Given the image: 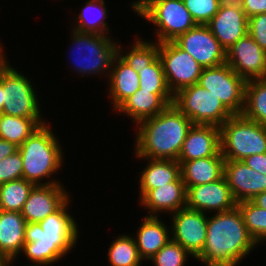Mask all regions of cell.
I'll list each match as a JSON object with an SVG mask.
<instances>
[{"mask_svg": "<svg viewBox=\"0 0 266 266\" xmlns=\"http://www.w3.org/2000/svg\"><path fill=\"white\" fill-rule=\"evenodd\" d=\"M242 115L266 127V78L246 82Z\"/></svg>", "mask_w": 266, "mask_h": 266, "instance_id": "obj_29", "label": "cell"}, {"mask_svg": "<svg viewBox=\"0 0 266 266\" xmlns=\"http://www.w3.org/2000/svg\"><path fill=\"white\" fill-rule=\"evenodd\" d=\"M219 8H243V0H218Z\"/></svg>", "mask_w": 266, "mask_h": 266, "instance_id": "obj_44", "label": "cell"}, {"mask_svg": "<svg viewBox=\"0 0 266 266\" xmlns=\"http://www.w3.org/2000/svg\"><path fill=\"white\" fill-rule=\"evenodd\" d=\"M237 206L224 175L213 182L191 186L186 193V207L209 214L231 210Z\"/></svg>", "mask_w": 266, "mask_h": 266, "instance_id": "obj_15", "label": "cell"}, {"mask_svg": "<svg viewBox=\"0 0 266 266\" xmlns=\"http://www.w3.org/2000/svg\"><path fill=\"white\" fill-rule=\"evenodd\" d=\"M193 124L221 127L233 114L218 97L199 84L180 89L173 95L172 103Z\"/></svg>", "mask_w": 266, "mask_h": 266, "instance_id": "obj_7", "label": "cell"}, {"mask_svg": "<svg viewBox=\"0 0 266 266\" xmlns=\"http://www.w3.org/2000/svg\"><path fill=\"white\" fill-rule=\"evenodd\" d=\"M246 82L227 63H224L203 68L197 84L218 97L233 115H241L245 104Z\"/></svg>", "mask_w": 266, "mask_h": 266, "instance_id": "obj_8", "label": "cell"}, {"mask_svg": "<svg viewBox=\"0 0 266 266\" xmlns=\"http://www.w3.org/2000/svg\"><path fill=\"white\" fill-rule=\"evenodd\" d=\"M13 263H14L13 260H8V261H5L4 266H13ZM29 266H31V265H29Z\"/></svg>", "mask_w": 266, "mask_h": 266, "instance_id": "obj_47", "label": "cell"}, {"mask_svg": "<svg viewBox=\"0 0 266 266\" xmlns=\"http://www.w3.org/2000/svg\"><path fill=\"white\" fill-rule=\"evenodd\" d=\"M188 52L203 67H215L226 63V50L220 45L207 25L197 24L173 41Z\"/></svg>", "mask_w": 266, "mask_h": 266, "instance_id": "obj_13", "label": "cell"}, {"mask_svg": "<svg viewBox=\"0 0 266 266\" xmlns=\"http://www.w3.org/2000/svg\"><path fill=\"white\" fill-rule=\"evenodd\" d=\"M123 234L111 241L108 247V266H141L143 260L138 254L134 236Z\"/></svg>", "mask_w": 266, "mask_h": 266, "instance_id": "obj_31", "label": "cell"}, {"mask_svg": "<svg viewBox=\"0 0 266 266\" xmlns=\"http://www.w3.org/2000/svg\"><path fill=\"white\" fill-rule=\"evenodd\" d=\"M159 58L167 86L173 95L180 89L198 83L203 67L173 41L159 43Z\"/></svg>", "mask_w": 266, "mask_h": 266, "instance_id": "obj_11", "label": "cell"}, {"mask_svg": "<svg viewBox=\"0 0 266 266\" xmlns=\"http://www.w3.org/2000/svg\"><path fill=\"white\" fill-rule=\"evenodd\" d=\"M2 45V42H0V83L3 80V77L5 76V74L11 69V64L9 61L8 62V58L5 55V47Z\"/></svg>", "mask_w": 266, "mask_h": 266, "instance_id": "obj_43", "label": "cell"}, {"mask_svg": "<svg viewBox=\"0 0 266 266\" xmlns=\"http://www.w3.org/2000/svg\"><path fill=\"white\" fill-rule=\"evenodd\" d=\"M162 0H136L130 7L139 17H141L151 6Z\"/></svg>", "mask_w": 266, "mask_h": 266, "instance_id": "obj_41", "label": "cell"}, {"mask_svg": "<svg viewBox=\"0 0 266 266\" xmlns=\"http://www.w3.org/2000/svg\"><path fill=\"white\" fill-rule=\"evenodd\" d=\"M146 160L148 164L139 172V201L151 190L160 186L177 181L181 177L180 163L172 159H151Z\"/></svg>", "mask_w": 266, "mask_h": 266, "instance_id": "obj_24", "label": "cell"}, {"mask_svg": "<svg viewBox=\"0 0 266 266\" xmlns=\"http://www.w3.org/2000/svg\"><path fill=\"white\" fill-rule=\"evenodd\" d=\"M134 237L138 254L144 261L151 259L170 239L171 227L159 216H145Z\"/></svg>", "mask_w": 266, "mask_h": 266, "instance_id": "obj_25", "label": "cell"}, {"mask_svg": "<svg viewBox=\"0 0 266 266\" xmlns=\"http://www.w3.org/2000/svg\"><path fill=\"white\" fill-rule=\"evenodd\" d=\"M139 88L151 93H172L166 82L163 65L158 57L150 65L139 69Z\"/></svg>", "mask_w": 266, "mask_h": 266, "instance_id": "obj_34", "label": "cell"}, {"mask_svg": "<svg viewBox=\"0 0 266 266\" xmlns=\"http://www.w3.org/2000/svg\"><path fill=\"white\" fill-rule=\"evenodd\" d=\"M211 156H222L220 128L214 125L193 124L183 142L178 161H190Z\"/></svg>", "mask_w": 266, "mask_h": 266, "instance_id": "obj_18", "label": "cell"}, {"mask_svg": "<svg viewBox=\"0 0 266 266\" xmlns=\"http://www.w3.org/2000/svg\"><path fill=\"white\" fill-rule=\"evenodd\" d=\"M141 18L155 27V41H174L197 24L182 0H162L151 6Z\"/></svg>", "mask_w": 266, "mask_h": 266, "instance_id": "obj_9", "label": "cell"}, {"mask_svg": "<svg viewBox=\"0 0 266 266\" xmlns=\"http://www.w3.org/2000/svg\"><path fill=\"white\" fill-rule=\"evenodd\" d=\"M196 24L206 25L218 12V0H182Z\"/></svg>", "mask_w": 266, "mask_h": 266, "instance_id": "obj_36", "label": "cell"}, {"mask_svg": "<svg viewBox=\"0 0 266 266\" xmlns=\"http://www.w3.org/2000/svg\"><path fill=\"white\" fill-rule=\"evenodd\" d=\"M206 25L225 50L248 34V17L242 8H219Z\"/></svg>", "mask_w": 266, "mask_h": 266, "instance_id": "obj_20", "label": "cell"}, {"mask_svg": "<svg viewBox=\"0 0 266 266\" xmlns=\"http://www.w3.org/2000/svg\"><path fill=\"white\" fill-rule=\"evenodd\" d=\"M71 198L40 223L26 224L21 254L27 257L31 266H52L66 258L77 245L80 231L76 219L69 212Z\"/></svg>", "mask_w": 266, "mask_h": 266, "instance_id": "obj_1", "label": "cell"}, {"mask_svg": "<svg viewBox=\"0 0 266 266\" xmlns=\"http://www.w3.org/2000/svg\"><path fill=\"white\" fill-rule=\"evenodd\" d=\"M43 118H25L0 113V139L20 146L36 129L47 123Z\"/></svg>", "mask_w": 266, "mask_h": 266, "instance_id": "obj_28", "label": "cell"}, {"mask_svg": "<svg viewBox=\"0 0 266 266\" xmlns=\"http://www.w3.org/2000/svg\"><path fill=\"white\" fill-rule=\"evenodd\" d=\"M34 186L23 178L0 184V210L21 212Z\"/></svg>", "mask_w": 266, "mask_h": 266, "instance_id": "obj_32", "label": "cell"}, {"mask_svg": "<svg viewBox=\"0 0 266 266\" xmlns=\"http://www.w3.org/2000/svg\"><path fill=\"white\" fill-rule=\"evenodd\" d=\"M242 9L248 18L257 14L266 13V0H243Z\"/></svg>", "mask_w": 266, "mask_h": 266, "instance_id": "obj_39", "label": "cell"}, {"mask_svg": "<svg viewBox=\"0 0 266 266\" xmlns=\"http://www.w3.org/2000/svg\"><path fill=\"white\" fill-rule=\"evenodd\" d=\"M108 98L112 110L116 111L132 94L139 89V74L118 55L114 58L107 79Z\"/></svg>", "mask_w": 266, "mask_h": 266, "instance_id": "obj_23", "label": "cell"}, {"mask_svg": "<svg viewBox=\"0 0 266 266\" xmlns=\"http://www.w3.org/2000/svg\"><path fill=\"white\" fill-rule=\"evenodd\" d=\"M27 222L21 212L0 210V255L15 262L25 244Z\"/></svg>", "mask_w": 266, "mask_h": 266, "instance_id": "obj_22", "label": "cell"}, {"mask_svg": "<svg viewBox=\"0 0 266 266\" xmlns=\"http://www.w3.org/2000/svg\"><path fill=\"white\" fill-rule=\"evenodd\" d=\"M170 215L171 239L195 259L202 252L207 237V214L185 207Z\"/></svg>", "mask_w": 266, "mask_h": 266, "instance_id": "obj_12", "label": "cell"}, {"mask_svg": "<svg viewBox=\"0 0 266 266\" xmlns=\"http://www.w3.org/2000/svg\"><path fill=\"white\" fill-rule=\"evenodd\" d=\"M192 121L173 104L136 127L133 155L136 158L172 159L178 161L183 142Z\"/></svg>", "mask_w": 266, "mask_h": 266, "instance_id": "obj_3", "label": "cell"}, {"mask_svg": "<svg viewBox=\"0 0 266 266\" xmlns=\"http://www.w3.org/2000/svg\"><path fill=\"white\" fill-rule=\"evenodd\" d=\"M255 205L266 209V191L259 193L251 200Z\"/></svg>", "mask_w": 266, "mask_h": 266, "instance_id": "obj_45", "label": "cell"}, {"mask_svg": "<svg viewBox=\"0 0 266 266\" xmlns=\"http://www.w3.org/2000/svg\"><path fill=\"white\" fill-rule=\"evenodd\" d=\"M3 104H4V100H3V85L0 83V113H2Z\"/></svg>", "mask_w": 266, "mask_h": 266, "instance_id": "obj_46", "label": "cell"}, {"mask_svg": "<svg viewBox=\"0 0 266 266\" xmlns=\"http://www.w3.org/2000/svg\"><path fill=\"white\" fill-rule=\"evenodd\" d=\"M5 259L0 255V266H4Z\"/></svg>", "mask_w": 266, "mask_h": 266, "instance_id": "obj_48", "label": "cell"}, {"mask_svg": "<svg viewBox=\"0 0 266 266\" xmlns=\"http://www.w3.org/2000/svg\"><path fill=\"white\" fill-rule=\"evenodd\" d=\"M248 34L266 51V13L248 18Z\"/></svg>", "mask_w": 266, "mask_h": 266, "instance_id": "obj_38", "label": "cell"}, {"mask_svg": "<svg viewBox=\"0 0 266 266\" xmlns=\"http://www.w3.org/2000/svg\"><path fill=\"white\" fill-rule=\"evenodd\" d=\"M186 187L180 177L177 181L151 189L140 201L147 209V216H158V213H175L186 207Z\"/></svg>", "mask_w": 266, "mask_h": 266, "instance_id": "obj_21", "label": "cell"}, {"mask_svg": "<svg viewBox=\"0 0 266 266\" xmlns=\"http://www.w3.org/2000/svg\"><path fill=\"white\" fill-rule=\"evenodd\" d=\"M23 161L20 152L0 160V184L22 179Z\"/></svg>", "mask_w": 266, "mask_h": 266, "instance_id": "obj_37", "label": "cell"}, {"mask_svg": "<svg viewBox=\"0 0 266 266\" xmlns=\"http://www.w3.org/2000/svg\"><path fill=\"white\" fill-rule=\"evenodd\" d=\"M224 177L237 203L252 200L266 191V175L248 167L242 160H225Z\"/></svg>", "mask_w": 266, "mask_h": 266, "instance_id": "obj_17", "label": "cell"}, {"mask_svg": "<svg viewBox=\"0 0 266 266\" xmlns=\"http://www.w3.org/2000/svg\"><path fill=\"white\" fill-rule=\"evenodd\" d=\"M59 142L50 123L47 122L36 129L18 147L23 161L22 178L35 186L61 183L58 178H52L54 174L58 175L57 172L64 166V149Z\"/></svg>", "mask_w": 266, "mask_h": 266, "instance_id": "obj_4", "label": "cell"}, {"mask_svg": "<svg viewBox=\"0 0 266 266\" xmlns=\"http://www.w3.org/2000/svg\"><path fill=\"white\" fill-rule=\"evenodd\" d=\"M178 162L181 166V177L186 190L191 186L216 181L224 175L225 159L223 156H211Z\"/></svg>", "mask_w": 266, "mask_h": 266, "instance_id": "obj_26", "label": "cell"}, {"mask_svg": "<svg viewBox=\"0 0 266 266\" xmlns=\"http://www.w3.org/2000/svg\"><path fill=\"white\" fill-rule=\"evenodd\" d=\"M242 161L253 170L266 175V153L250 155Z\"/></svg>", "mask_w": 266, "mask_h": 266, "instance_id": "obj_40", "label": "cell"}, {"mask_svg": "<svg viewBox=\"0 0 266 266\" xmlns=\"http://www.w3.org/2000/svg\"><path fill=\"white\" fill-rule=\"evenodd\" d=\"M24 73L14 67L5 74L3 85V114L25 118H43L37 88ZM35 88V89H34ZM37 94V95H36ZM38 96V97H37Z\"/></svg>", "mask_w": 266, "mask_h": 266, "instance_id": "obj_10", "label": "cell"}, {"mask_svg": "<svg viewBox=\"0 0 266 266\" xmlns=\"http://www.w3.org/2000/svg\"><path fill=\"white\" fill-rule=\"evenodd\" d=\"M226 63L246 81L266 78V51L249 34L226 50Z\"/></svg>", "mask_w": 266, "mask_h": 266, "instance_id": "obj_14", "label": "cell"}, {"mask_svg": "<svg viewBox=\"0 0 266 266\" xmlns=\"http://www.w3.org/2000/svg\"><path fill=\"white\" fill-rule=\"evenodd\" d=\"M193 257L183 246L170 239L151 259L154 266H185Z\"/></svg>", "mask_w": 266, "mask_h": 266, "instance_id": "obj_35", "label": "cell"}, {"mask_svg": "<svg viewBox=\"0 0 266 266\" xmlns=\"http://www.w3.org/2000/svg\"><path fill=\"white\" fill-rule=\"evenodd\" d=\"M248 233L259 245L266 241V209L251 200L237 203Z\"/></svg>", "mask_w": 266, "mask_h": 266, "instance_id": "obj_33", "label": "cell"}, {"mask_svg": "<svg viewBox=\"0 0 266 266\" xmlns=\"http://www.w3.org/2000/svg\"><path fill=\"white\" fill-rule=\"evenodd\" d=\"M173 103L172 93H151L139 88L115 112L126 115L136 126L152 118Z\"/></svg>", "mask_w": 266, "mask_h": 266, "instance_id": "obj_19", "label": "cell"}, {"mask_svg": "<svg viewBox=\"0 0 266 266\" xmlns=\"http://www.w3.org/2000/svg\"><path fill=\"white\" fill-rule=\"evenodd\" d=\"M106 5L105 0H87L77 13V18H73V30L81 33L110 34V27L106 21L110 10H107Z\"/></svg>", "mask_w": 266, "mask_h": 266, "instance_id": "obj_27", "label": "cell"}, {"mask_svg": "<svg viewBox=\"0 0 266 266\" xmlns=\"http://www.w3.org/2000/svg\"><path fill=\"white\" fill-rule=\"evenodd\" d=\"M220 152L225 160L266 153V127L242 114L231 116L220 127Z\"/></svg>", "mask_w": 266, "mask_h": 266, "instance_id": "obj_6", "label": "cell"}, {"mask_svg": "<svg viewBox=\"0 0 266 266\" xmlns=\"http://www.w3.org/2000/svg\"><path fill=\"white\" fill-rule=\"evenodd\" d=\"M70 33L72 46L69 55L73 56L69 58L75 73L81 77L101 75L108 79L114 58L118 55L119 41L110 35L81 33L73 29Z\"/></svg>", "mask_w": 266, "mask_h": 266, "instance_id": "obj_5", "label": "cell"}, {"mask_svg": "<svg viewBox=\"0 0 266 266\" xmlns=\"http://www.w3.org/2000/svg\"><path fill=\"white\" fill-rule=\"evenodd\" d=\"M63 185L56 183L33 187L21 211L27 223H40L70 198V192Z\"/></svg>", "mask_w": 266, "mask_h": 266, "instance_id": "obj_16", "label": "cell"}, {"mask_svg": "<svg viewBox=\"0 0 266 266\" xmlns=\"http://www.w3.org/2000/svg\"><path fill=\"white\" fill-rule=\"evenodd\" d=\"M18 151V146L7 140L0 139V160L6 158L7 156L13 155Z\"/></svg>", "mask_w": 266, "mask_h": 266, "instance_id": "obj_42", "label": "cell"}, {"mask_svg": "<svg viewBox=\"0 0 266 266\" xmlns=\"http://www.w3.org/2000/svg\"><path fill=\"white\" fill-rule=\"evenodd\" d=\"M133 41L130 48L118 45V56L136 72L153 63L159 57V43L140 38ZM135 42V43H134ZM125 52V53H124Z\"/></svg>", "mask_w": 266, "mask_h": 266, "instance_id": "obj_30", "label": "cell"}, {"mask_svg": "<svg viewBox=\"0 0 266 266\" xmlns=\"http://www.w3.org/2000/svg\"><path fill=\"white\" fill-rule=\"evenodd\" d=\"M214 214L208 217L204 248L195 260L205 266H238L258 244L248 233L237 206Z\"/></svg>", "mask_w": 266, "mask_h": 266, "instance_id": "obj_2", "label": "cell"}]
</instances>
